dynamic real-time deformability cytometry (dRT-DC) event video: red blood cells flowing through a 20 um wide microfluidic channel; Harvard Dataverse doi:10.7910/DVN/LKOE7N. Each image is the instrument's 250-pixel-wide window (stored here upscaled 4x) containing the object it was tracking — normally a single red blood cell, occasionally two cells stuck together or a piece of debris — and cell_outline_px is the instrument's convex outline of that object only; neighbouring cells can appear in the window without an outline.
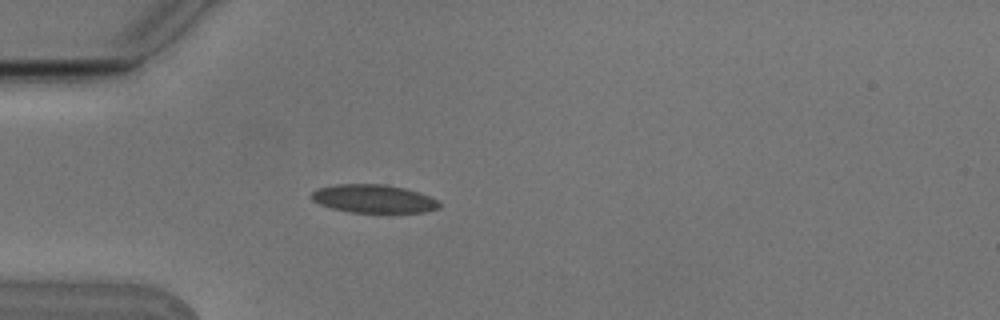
{"species": "Egyptian fruit bat (a non-hibernating species)", "species_latin": "Rousettus aegyptiacus", "temperature_condition": "cold", "stored_images_in_passage": 3, "camera_frame_rate_fps": 3000, "um_per_image_px": 0.085, "animal": {"sex": "male"}, "frame": {"image": 1, "passage_image": 3, "time_ms": 0.667, "image_size_px": [1000, 320], "cell_outline_px": [[440, 208], [424, 212], [388, 216], [348, 212], [332, 208], [320, 204], [312, 200], [312, 192], [316, 188], [336, 184], [384, 184], [404, 188], [440, 200]], "centroid_in_image_um": [31.8, 16.95], "position_along_channel_um": 53.2, "area_um2": 22.08}}